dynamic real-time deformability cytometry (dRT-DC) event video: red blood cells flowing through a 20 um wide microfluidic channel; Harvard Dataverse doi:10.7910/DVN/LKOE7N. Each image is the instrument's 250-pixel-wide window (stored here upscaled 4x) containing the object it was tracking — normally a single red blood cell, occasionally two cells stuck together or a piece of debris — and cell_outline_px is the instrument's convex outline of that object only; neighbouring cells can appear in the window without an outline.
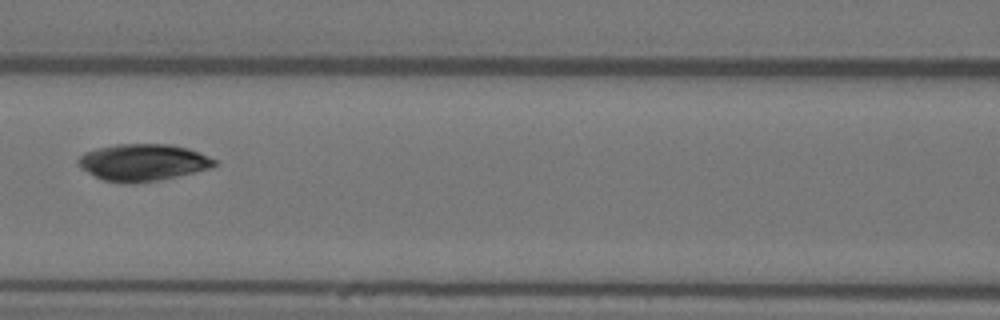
{"species": "Egyptian fruit bat (a non-hibernating species)", "species_latin": "Rousettus aegyptiacus", "temperature_condition": "warm", "stored_images_in_passage": 6, "camera_frame_rate_fps": 3000, "um_per_image_px": 0.085, "animal": {"sex": "female"}, "frame": {"image": 1, "passage_image": 6, "time_ms": 1.667, "image_size_px": [1000, 320], "cell_outline_px": [[216, 164], [212, 168], [176, 176], [156, 180], [132, 184], [128, 184], [104, 180], [80, 168], [76, 160], [84, 152], [96, 148], [116, 144], [172, 144], [188, 148], [200, 152], [216, 160]], "centroid_in_image_um": [12.14, 13.79], "position_along_channel_um": 154.5, "area_um2": 29.3}}